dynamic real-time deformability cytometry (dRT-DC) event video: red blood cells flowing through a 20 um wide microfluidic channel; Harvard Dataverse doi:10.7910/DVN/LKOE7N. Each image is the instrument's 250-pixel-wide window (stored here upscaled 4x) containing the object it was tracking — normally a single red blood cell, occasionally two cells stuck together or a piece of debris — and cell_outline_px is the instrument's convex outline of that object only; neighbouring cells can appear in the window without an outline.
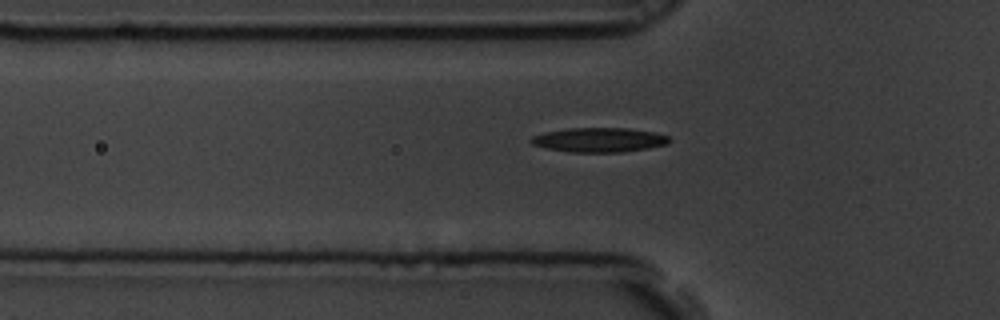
{"species": "common noctule bat (a hibernating species)", "species_latin": "Nyctalus noctula", "temperature_condition": "room temperature", "stored_images_in_passage": 37, "camera_frame_rate_fps": 3000, "um_per_image_px": 0.085, "animal": {"sex": "male", "body_mass_g": 19.5, "forearm_length_mm": 54.6}, "frame": {"image": 1, "passage_image": 3, "time_ms": 0.667, "image_size_px": [1000, 320], "cell_outline_px": [[672, 140], [668, 144], [648, 148], [624, 152], [568, 152], [544, 148], [532, 144], [528, 140], [532, 136], [544, 132], [568, 128], [628, 128], [656, 132], [668, 136]], "centroid_in_image_um": [50.92, 11.89], "position_along_channel_um": 74.9, "area_um2": 19.94}}
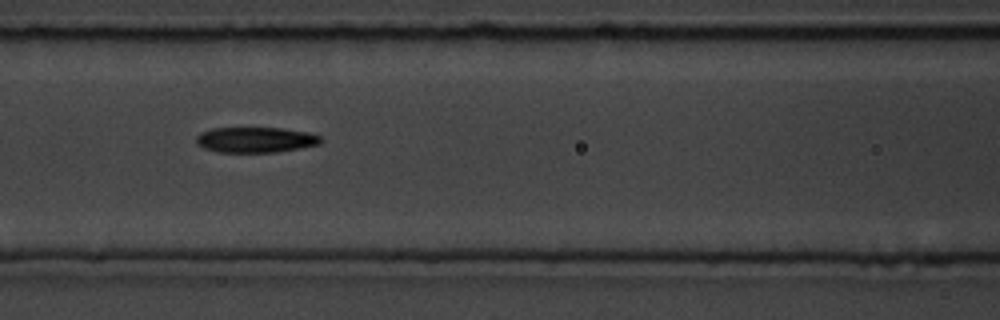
{"frame": {"image": 2, "passage_image": 9, "time_ms": 2.667, "image_size_px": [1000, 320], "cell_outline_px": [[324, 140], [320, 144], [300, 148], [276, 152], [220, 152], [204, 148], [196, 144], [196, 136], [200, 132], [212, 128], [284, 128], [308, 132], [320, 136]], "centroid_in_image_um": [21.73, 11.88], "position_along_channel_um": 144.9, "area_um2": 18.61}}
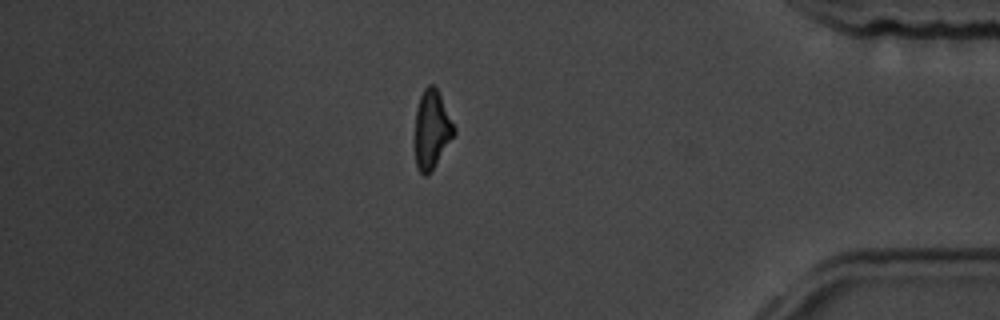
{"frame": {"image": 3, "passage_image": 34, "time_ms": 11.0, "image_size_px": [1000, 320], "cell_outline_px": [[456, 132], [428, 176], [424, 176], [420, 172], [416, 164], [416, 108], [420, 96], [424, 88], [428, 84], [432, 84], [436, 88], [456, 128]], "centroid_in_image_um": [36.7, 11.0], "position_along_channel_um": 398.5, "area_um2": 17.51}}